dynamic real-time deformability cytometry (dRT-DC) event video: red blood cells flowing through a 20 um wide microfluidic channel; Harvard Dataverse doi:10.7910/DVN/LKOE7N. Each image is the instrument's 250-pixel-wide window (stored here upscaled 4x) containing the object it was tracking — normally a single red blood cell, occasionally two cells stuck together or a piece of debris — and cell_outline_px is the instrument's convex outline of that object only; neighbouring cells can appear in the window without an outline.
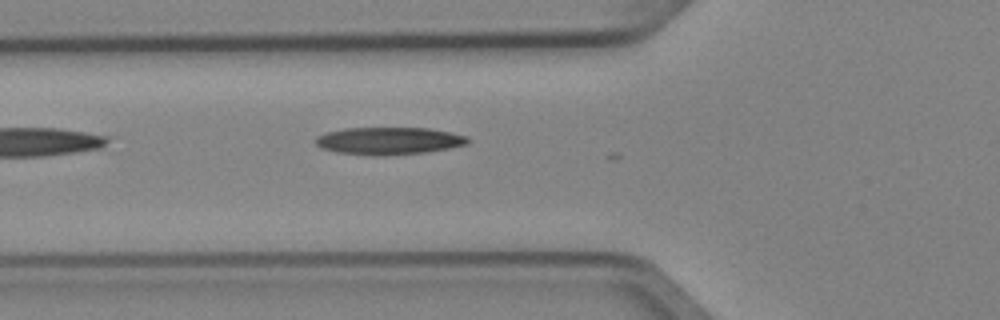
{"species": "Egyptian fruit bat (a non-hibernating species)", "species_latin": "Rousettus aegyptiacus", "temperature_condition": "cold", "stored_images_in_passage": 5, "camera_frame_rate_fps": 3000, "um_per_image_px": 0.085, "animal": {"sex": "female"}, "frame": {"image": 1, "passage_image": 5, "time_ms": 1.333, "image_size_px": [1000, 320], "cell_outline_px": [[468, 144], [448, 148], [424, 152], [376, 156], [372, 156], [336, 152], [320, 148], [316, 144], [316, 136], [328, 132], [344, 128], [428, 128], [452, 132], [468, 136]], "centroid_in_image_um": [33.04, 11.97], "position_along_channel_um": 92.8, "area_um2": 24.28}}